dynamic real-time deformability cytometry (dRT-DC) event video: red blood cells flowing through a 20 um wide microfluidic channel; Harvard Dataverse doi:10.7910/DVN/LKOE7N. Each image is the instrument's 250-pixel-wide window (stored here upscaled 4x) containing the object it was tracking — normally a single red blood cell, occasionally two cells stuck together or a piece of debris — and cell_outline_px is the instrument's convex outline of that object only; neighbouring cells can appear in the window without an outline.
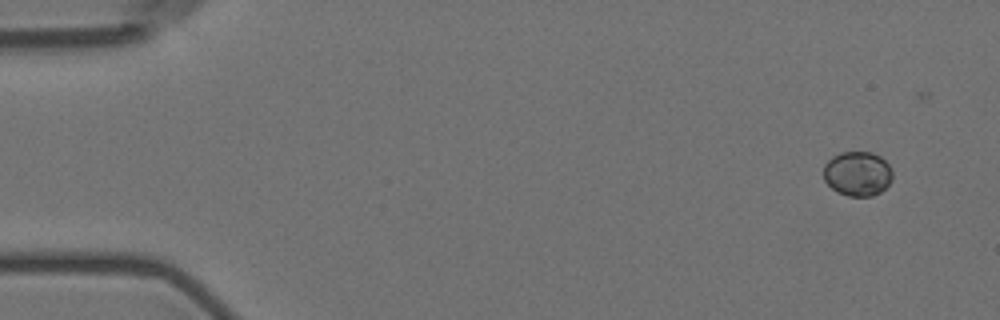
{"species": "Egyptian fruit bat (a non-hibernating species)", "species_latin": "Rousettus aegyptiacus", "temperature_condition": "room temperature", "stored_images_in_passage": 5, "camera_frame_rate_fps": 3000, "um_per_image_px": 0.085, "animal": {"sex": "female"}, "frame": {"image": 1, "passage_image": 1, "time_ms": 0.0, "image_size_px": [1000, 320], "cell_outline_px": [[892, 180], [880, 192], [872, 196], [848, 196], [836, 192], [824, 180], [824, 164], [832, 156], [840, 152], [872, 152], [880, 156], [888, 164], [892, 172]], "centroid_in_image_um": [72.87, 14.76], "position_along_channel_um": 12.1, "area_um2": 17.98}}
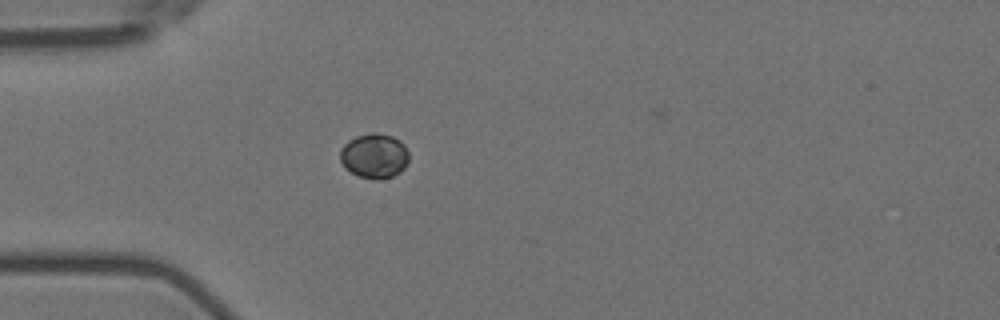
{"frame": {"image": 2, "passage_image": 4, "time_ms": 4.333, "image_size_px": [1000, 320], "cell_outline_px": [[408, 160], [404, 168], [400, 172], [392, 176], [360, 176], [344, 168], [340, 160], [340, 148], [348, 140], [356, 136], [372, 132], [376, 132], [392, 136], [400, 140], [404, 144], [408, 152]], "centroid_in_image_um": [31.8, 13.18], "position_along_channel_um": 53.2, "area_um2": 17.57}}